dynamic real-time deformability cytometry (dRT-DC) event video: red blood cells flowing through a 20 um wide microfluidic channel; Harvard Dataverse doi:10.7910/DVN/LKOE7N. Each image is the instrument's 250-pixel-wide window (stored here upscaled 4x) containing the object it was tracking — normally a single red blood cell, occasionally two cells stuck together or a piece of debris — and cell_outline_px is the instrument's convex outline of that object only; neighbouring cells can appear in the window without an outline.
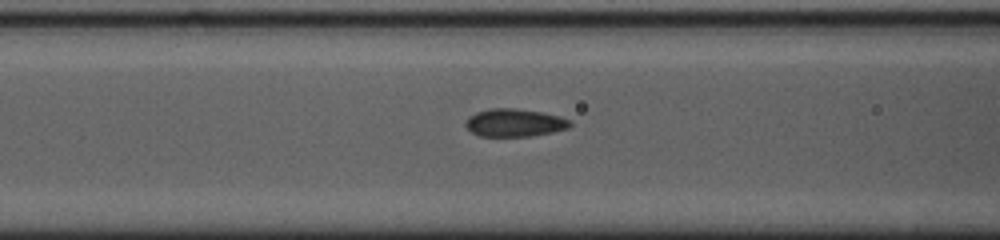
{"species": "common noctule bat (a hibernating species)", "species_latin": "Nyctalus noctula", "temperature_condition": "cold", "stored_images_in_passage": 13, "camera_frame_rate_fps": 3000, "um_per_image_px": 0.085, "animal": {"sex": "female", "body_mass_g": 23.0, "forearm_length_mm": 53.4}, "frame": {"image": 1, "passage_image": 11, "time_ms": 3.333, "image_size_px": [1000, 240], "cell_outline_px": [[572, 124], [568, 128], [552, 132], [532, 136], [480, 136], [472, 132], [464, 124], [468, 116], [476, 112], [488, 108], [512, 108], [540, 112], [560, 116], [572, 120]], "centroid_in_image_um": [43.73, 10.43], "position_along_channel_um": 122.9, "area_um2": 16.99}}